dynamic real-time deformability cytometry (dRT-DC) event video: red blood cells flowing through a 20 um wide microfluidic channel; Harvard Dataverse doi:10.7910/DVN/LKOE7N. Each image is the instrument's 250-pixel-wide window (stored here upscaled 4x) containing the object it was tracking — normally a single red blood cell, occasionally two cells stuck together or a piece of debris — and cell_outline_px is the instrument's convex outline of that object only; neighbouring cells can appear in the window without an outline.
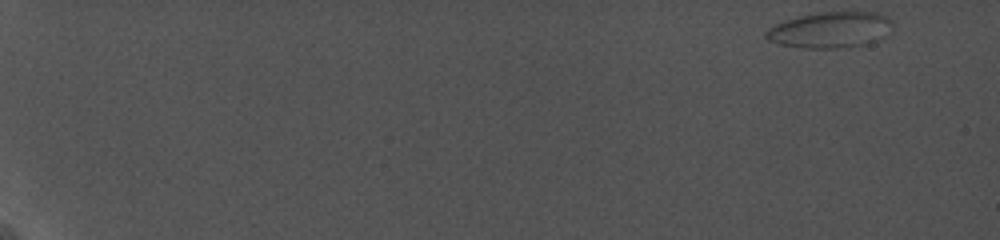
{"species": "common noctule bat (a hibernating species)", "species_latin": "Nyctalus noctula", "temperature_condition": "cold", "stored_images_in_passage": 72, "camera_frame_rate_fps": 5000, "um_per_image_px": 0.085, "animal": {"sex": "female", "body_mass_g": 19.0, "forearm_length_mm": 56.7}, "frame": {"image": 1, "passage_image": 1, "time_ms": 0.0, "image_size_px": [1000, 240], "cell_outline_px": [[892, 32], [868, 44], [848, 48], [804, 48], [780, 44], [768, 40], [764, 36], [764, 32], [768, 28], [784, 20], [816, 12], [876, 12], [888, 16], [892, 20]], "centroid_in_image_um": [70.61, 2.54], "position_along_channel_um": 14.4, "area_um2": 26.93}}
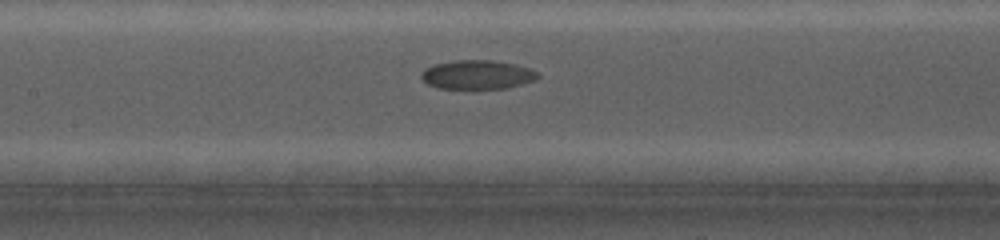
{"frame": {"image": 2, "passage_image": 37, "time_ms": 10.8, "image_size_px": [1000, 240], "cell_outline_px": [[540, 76], [536, 80], [508, 88], [436, 88], [428, 84], [420, 76], [420, 72], [424, 68], [436, 64], [452, 60], [492, 60], [516, 64], [540, 72]], "centroid_in_image_um": [40.59, 6.34], "position_along_channel_um": 166.8, "area_um2": 19.83}}
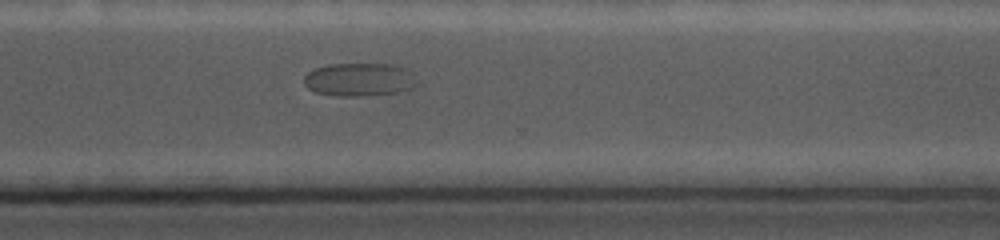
{"frame": {"image": 3, "passage_image": 63, "time_ms": 15.8, "image_size_px": [1000, 240], "cell_outline_px": [[420, 84], [412, 88], [396, 92], [360, 96], [332, 96], [316, 92], [308, 88], [304, 84], [304, 76], [308, 72], [316, 68], [328, 64], [392, 64], [408, 68], [420, 80]], "centroid_in_image_um": [30.6, 6.76], "position_along_channel_um": 340.0, "area_um2": 22.25}}